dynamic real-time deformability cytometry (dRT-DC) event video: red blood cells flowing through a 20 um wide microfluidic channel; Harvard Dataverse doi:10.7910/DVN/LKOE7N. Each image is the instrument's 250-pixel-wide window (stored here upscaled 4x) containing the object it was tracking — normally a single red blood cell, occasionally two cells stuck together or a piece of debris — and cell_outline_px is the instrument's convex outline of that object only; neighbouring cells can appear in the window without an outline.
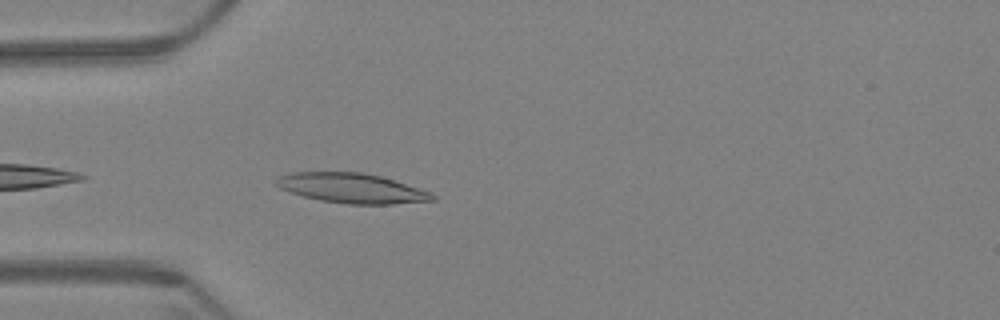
{"species": "Egyptian fruit bat (a non-hibernating species)", "species_latin": "Rousettus aegyptiacus", "temperature_condition": "warm", "stored_images_in_passage": 30, "camera_frame_rate_fps": 3000, "um_per_image_px": 0.085, "animal": {"sex": "female"}, "frame": {"image": 1, "passage_image": 3, "time_ms": 0.667, "image_size_px": [1000, 320], "cell_outline_px": [[436, 200], [392, 204], [344, 204], [320, 200], [304, 196], [280, 188], [272, 180], [276, 176], [292, 172], [364, 172], [380, 176], [432, 192], [436, 196]], "centroid_in_image_um": [29.88, 15.99], "position_along_channel_um": 55.1, "area_um2": 27.22}}
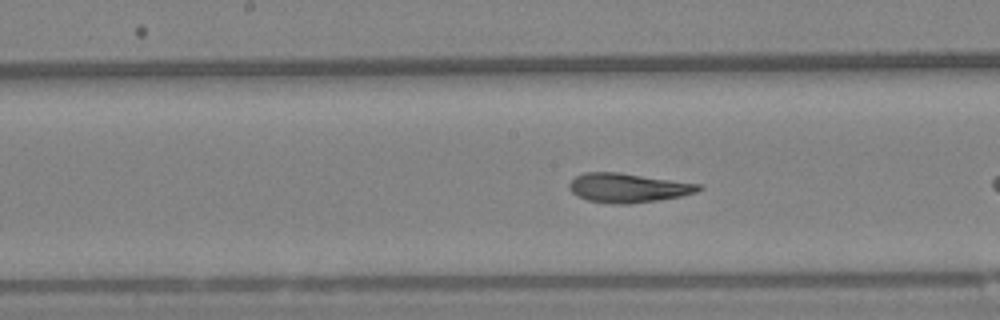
{"frame": {"image": 2, "passage_image": 13, "time_ms": 4.0, "image_size_px": [1000, 320], "cell_outline_px": [[704, 188], [696, 192], [680, 196], [660, 200], [628, 204], [616, 204], [588, 200], [576, 196], [568, 188], [568, 184], [576, 176], [584, 172], [620, 172], [700, 184]], "centroid_in_image_um": [53.37, 15.96], "position_along_channel_um": 194.8, "area_um2": 22.08}}
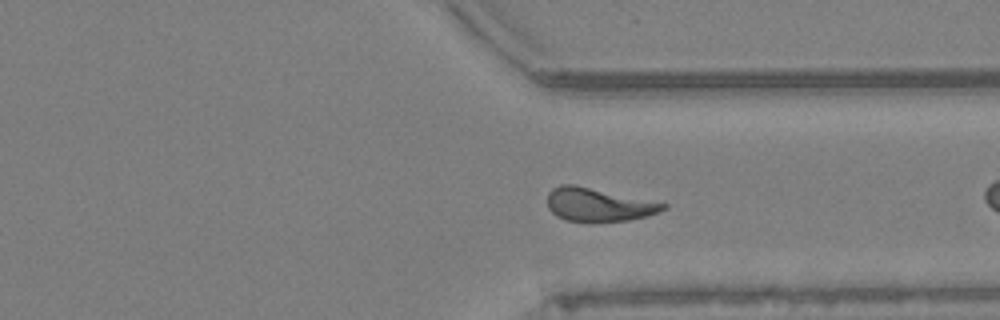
{"frame": {"image": 3, "passage_image": 28, "time_ms": 9.0, "image_size_px": [1000, 320], "cell_outline_px": [[668, 208], [660, 212], [628, 220], [592, 224], [568, 220], [556, 216], [548, 208], [548, 192], [552, 188], [560, 184], [572, 184], [668, 204]], "centroid_in_image_um": [50.84, 17.43], "position_along_channel_um": 360.6, "area_um2": 22.72}}